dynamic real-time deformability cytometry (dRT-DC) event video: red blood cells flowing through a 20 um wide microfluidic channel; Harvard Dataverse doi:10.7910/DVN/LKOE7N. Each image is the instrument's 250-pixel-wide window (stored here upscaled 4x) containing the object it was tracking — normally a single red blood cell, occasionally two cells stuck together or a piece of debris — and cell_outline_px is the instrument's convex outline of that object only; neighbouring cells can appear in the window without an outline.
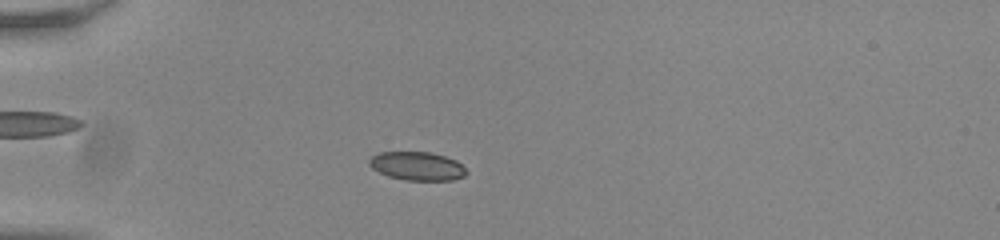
{"species": "common noctule bat (a hibernating species)", "species_latin": "Nyctalus noctula", "temperature_condition": "room temperature", "stored_images_in_passage": 40, "camera_frame_rate_fps": 3000, "um_per_image_px": 0.085, "animal": {"sex": "male", "body_mass_g": 20.0, "forearm_length_mm": 53.3}, "frame": {"image": 1, "passage_image": 2, "time_ms": 0.333, "image_size_px": [1000, 240], "cell_outline_px": [[468, 172], [464, 176], [452, 180], [404, 180], [388, 176], [372, 168], [368, 164], [368, 160], [372, 156], [380, 152], [428, 152], [444, 156], [456, 160]], "centroid_in_image_um": [35.44, 14.12], "position_along_channel_um": 49.6, "area_um2": 16.07}}
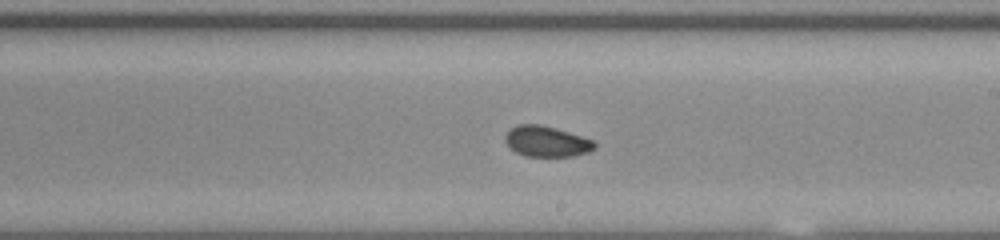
{"frame": {"image": 2, "passage_image": 19, "time_ms": 6.0, "image_size_px": [1000, 240], "cell_outline_px": [[596, 148], [588, 152], [572, 156], [524, 156], [508, 148], [504, 140], [504, 136], [516, 124], [540, 124], [556, 128], [592, 140], [596, 144]], "centroid_in_image_um": [46.42, 12.02], "position_along_channel_um": 242.6, "area_um2": 16.01}}
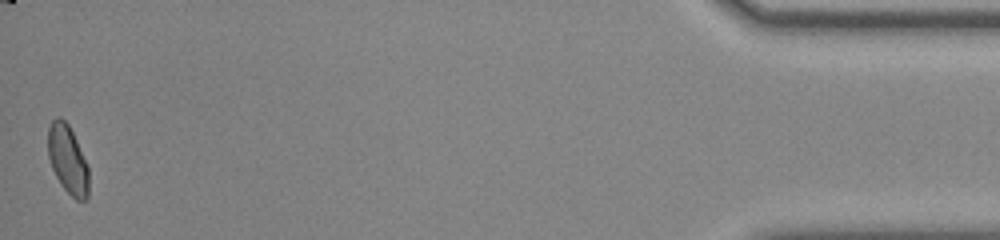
{"frame": {"image": 3, "passage_image": 40, "time_ms": 13.0, "image_size_px": [1000, 240], "cell_outline_px": [[88, 196], [84, 200], [76, 200], [60, 184], [52, 168], [48, 156], [48, 128], [52, 120], [56, 116], [60, 116], [68, 124], [76, 140], [88, 168]], "centroid_in_image_um": [5.73, 13.54], "position_along_channel_um": 429.5, "area_um2": 16.07}, "authors_computed_cell_mechanics": {"area_um2": 16.184, "velocity_mm_per_s": 3.8365, "shape_relaxation_time_tau1_ms": 10.5993, "shape_relaxation_time_tau2_ms": 1.6451, "deformation_change_tau1": 0.1436, "deformation_change_tau2": 0.0496}}